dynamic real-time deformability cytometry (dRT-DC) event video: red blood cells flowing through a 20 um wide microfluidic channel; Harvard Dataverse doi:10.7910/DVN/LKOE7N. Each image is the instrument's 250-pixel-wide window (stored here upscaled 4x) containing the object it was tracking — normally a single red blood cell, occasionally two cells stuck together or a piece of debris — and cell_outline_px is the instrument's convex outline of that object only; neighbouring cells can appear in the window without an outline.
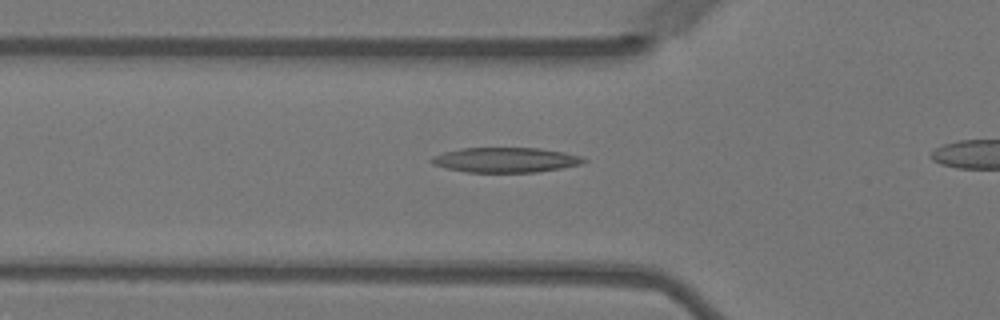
{"species": "Egyptian fruit bat (a non-hibernating species)", "species_latin": "Rousettus aegyptiacus", "temperature_condition": "warm", "stored_images_in_passage": 19, "camera_frame_rate_fps": 3000, "um_per_image_px": 0.085, "animal": {"sex": "female"}, "frame": {"image": 1, "passage_image": 3, "time_ms": 0.667, "image_size_px": [1000, 320], "cell_outline_px": [[588, 160], [580, 164], [560, 168], [536, 172], [468, 172], [444, 168], [432, 164], [428, 160], [432, 156], [444, 152], [460, 148], [540, 148], [564, 152], [580, 156]], "centroid_in_image_um": [42.92, 13.59], "position_along_channel_um": 82.9, "area_um2": 22.14}}
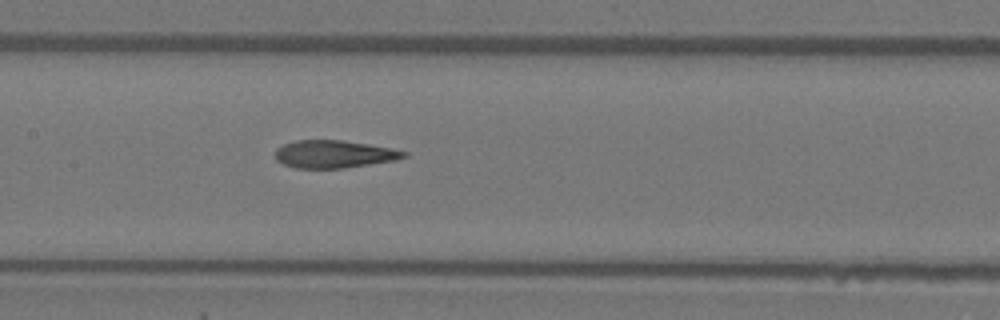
{"frame": {"image": 2, "passage_image": 11, "time_ms": 3.333, "image_size_px": [1000, 320], "cell_outline_px": [[408, 156], [396, 160], [344, 168], [296, 168], [284, 164], [276, 160], [276, 148], [284, 144], [296, 140], [340, 140], [368, 144], [392, 148], [408, 152]], "centroid_in_image_um": [28.41, 13.1], "position_along_channel_um": 179.0, "area_um2": 20.69}}
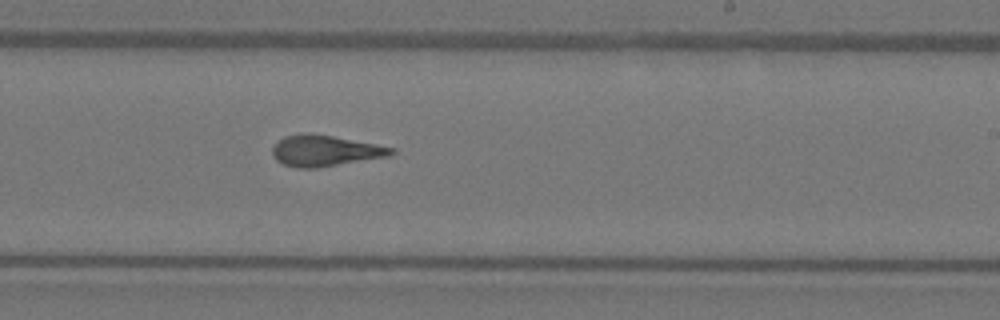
{"frame": {"image": 3, "passage_image": 18, "time_ms": 5.667, "image_size_px": [1000, 320], "cell_outline_px": [[396, 152], [388, 156], [316, 168], [296, 168], [284, 164], [276, 160], [272, 156], [272, 144], [276, 140], [284, 136], [312, 132], [376, 144], [396, 148]], "centroid_in_image_um": [27.58, 12.8], "position_along_channel_um": 261.4, "area_um2": 21.68}}